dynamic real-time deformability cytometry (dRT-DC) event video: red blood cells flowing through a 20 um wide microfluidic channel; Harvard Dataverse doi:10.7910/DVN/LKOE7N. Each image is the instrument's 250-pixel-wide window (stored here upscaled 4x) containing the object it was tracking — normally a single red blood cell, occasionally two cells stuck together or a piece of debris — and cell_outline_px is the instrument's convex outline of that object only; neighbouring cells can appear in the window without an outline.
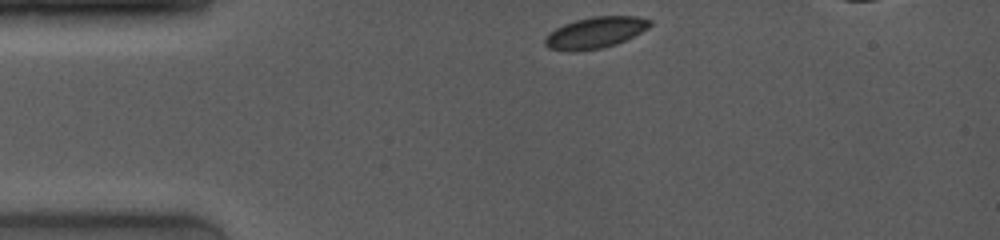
{"species": "common noctule bat (a hibernating species)", "species_latin": "Nyctalus noctula", "temperature_condition": "room temperature", "stored_images_in_passage": 24, "camera_frame_rate_fps": 4000, "um_per_image_px": 0.085, "animal": {"sex": "female", "body_mass_g": 19.0, "forearm_length_mm": 53.3}, "frame": {"image": 1, "passage_image": 1, "time_ms": 0.0, "image_size_px": [1000, 240], "cell_outline_px": [[652, 24], [648, 28], [616, 44], [600, 48], [576, 52], [568, 52], [548, 48], [544, 44], [544, 36], [548, 32], [564, 24], [576, 20], [592, 16], [636, 16], [652, 20]], "centroid_in_image_um": [50.54, 2.78], "position_along_channel_um": 34.5, "area_um2": 19.25}}
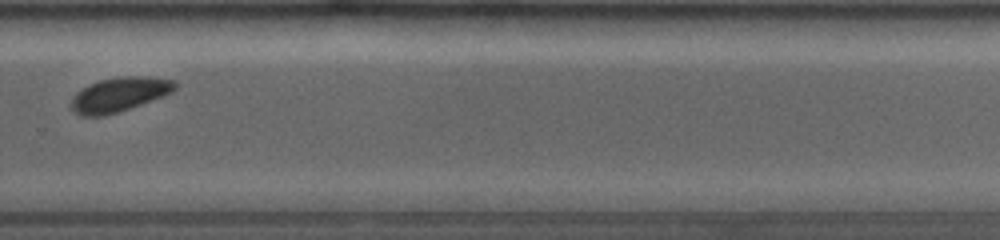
{"frame": {"image": 2, "passage_image": 18, "time_ms": 8.25, "image_size_px": [1000, 240], "cell_outline_px": [[176, 88], [172, 92], [140, 104], [104, 116], [80, 116], [72, 108], [72, 100], [76, 92], [88, 84], [100, 80], [120, 76], [148, 76], [176, 80]], "centroid_in_image_um": [10.14, 8.01], "position_along_channel_um": 319.7, "area_um2": 20.52}}
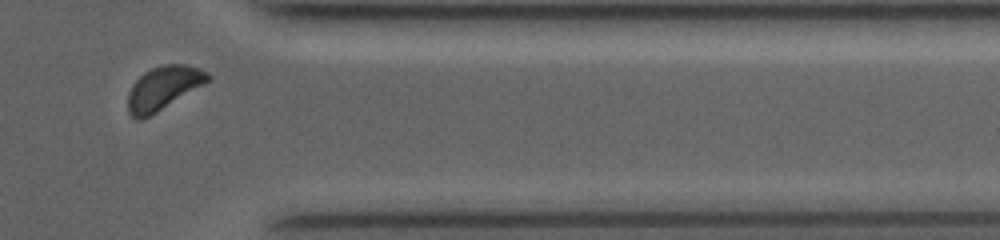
{"frame": {"image": 3, "passage_image": 22, "time_ms": 10.25, "image_size_px": [1000, 240], "cell_outline_px": [[212, 80], [156, 112], [140, 120], [136, 120], [128, 112], [128, 92], [132, 84], [144, 72], [160, 64], [188, 64], [200, 68], [208, 72], [212, 76]], "centroid_in_image_um": [13.91, 7.45], "position_along_channel_um": 397.5, "area_um2": 20.4}}